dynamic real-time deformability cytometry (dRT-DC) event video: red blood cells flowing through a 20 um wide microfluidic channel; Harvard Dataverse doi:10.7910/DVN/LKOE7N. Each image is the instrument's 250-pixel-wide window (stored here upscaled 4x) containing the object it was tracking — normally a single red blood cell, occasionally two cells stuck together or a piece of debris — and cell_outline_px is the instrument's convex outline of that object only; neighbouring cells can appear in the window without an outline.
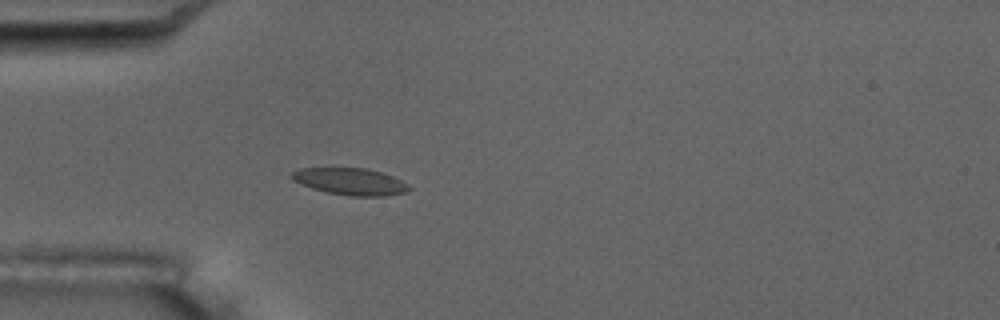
{"species": "common noctule bat (a hibernating species)", "species_latin": "Nyctalus noctula", "temperature_condition": "room temperature", "stored_images_in_passage": 5, "camera_frame_rate_fps": 3000, "um_per_image_px": 0.085, "animal": {"sex": "male", "body_mass_g": 17.5, "forearm_length_mm": 52.3}, "frame": {"image": 1, "passage_image": 5, "time_ms": 5.333, "image_size_px": [1000, 320], "cell_outline_px": [[412, 188], [404, 192], [384, 196], [348, 196], [328, 192], [312, 188], [300, 184], [292, 180], [288, 176], [292, 172], [300, 168], [364, 168], [380, 172], [392, 176], [408, 184]], "centroid_in_image_um": [29.73, 15.43], "position_along_channel_um": 55.3, "area_um2": 18.32}}